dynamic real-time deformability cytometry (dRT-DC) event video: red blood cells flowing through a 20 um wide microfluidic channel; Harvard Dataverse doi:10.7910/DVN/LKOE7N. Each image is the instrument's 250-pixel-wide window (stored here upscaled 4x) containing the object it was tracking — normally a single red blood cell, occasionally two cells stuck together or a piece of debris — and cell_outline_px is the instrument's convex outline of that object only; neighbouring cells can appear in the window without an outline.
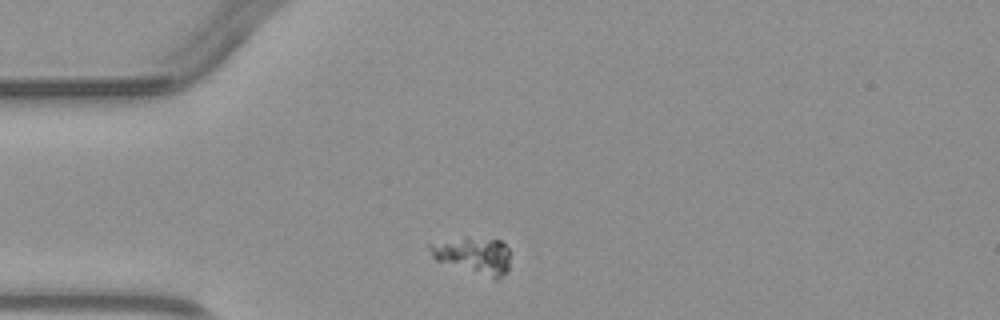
{"species": "common noctule bat (a hibernating species)", "species_latin": "Nyctalus noctula", "temperature_condition": "warm", "stored_images_in_passage": 2, "camera_frame_rate_fps": 3000, "um_per_image_px": 0.085, "animal": {"sex": "male", "body_mass_g": 23.1, "forearm_length_mm": 52.7}, "frame": {"image": 1, "passage_image": 1, "time_ms": 0.0, "image_size_px": [1000, 320], "cell_outline_px": [[508, 272], [496, 280], [436, 260], [432, 256], [428, 248], [428, 244], [464, 236], [468, 236], [500, 240], [508, 248]], "centroid_in_image_um": [40.24, 21.69], "position_along_channel_um": 44.8, "area_um2": 17.34}}